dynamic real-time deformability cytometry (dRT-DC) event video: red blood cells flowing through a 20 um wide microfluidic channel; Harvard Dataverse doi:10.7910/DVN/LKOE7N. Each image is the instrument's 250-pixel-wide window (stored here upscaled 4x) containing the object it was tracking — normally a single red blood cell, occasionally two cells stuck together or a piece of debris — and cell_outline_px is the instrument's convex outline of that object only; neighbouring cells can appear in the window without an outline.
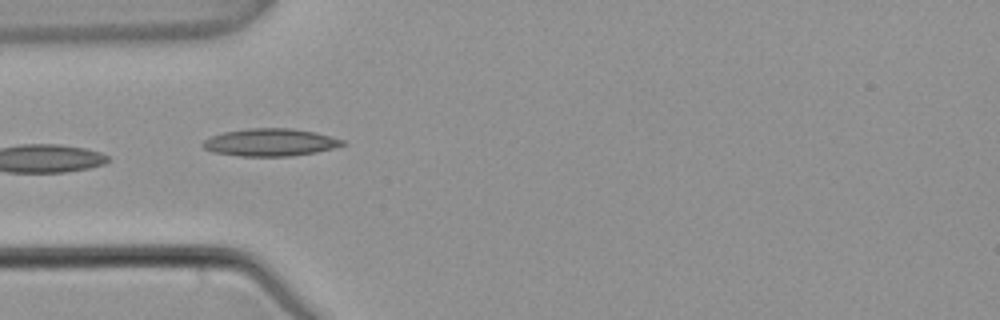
{"species": "common noctule bat (a hibernating species)", "species_latin": "Nyctalus noctula", "temperature_condition": "warm", "stored_images_in_passage": 2, "camera_frame_rate_fps": 3000, "um_per_image_px": 0.085, "animal": {"sex": "male", "body_mass_g": 21.5, "forearm_length_mm": 52.0}, "frame": {"image": 1, "passage_image": 2, "time_ms": 1.333, "image_size_px": [1000, 320], "cell_outline_px": [[348, 144], [316, 152], [292, 156], [240, 156], [212, 152], [204, 148], [200, 144], [204, 140], [212, 136], [224, 132], [248, 128], [292, 128], [316, 132], [332, 136], [344, 140]], "centroid_in_image_um": [22.99, 12.1], "position_along_channel_um": 62.0, "area_um2": 22.54}}